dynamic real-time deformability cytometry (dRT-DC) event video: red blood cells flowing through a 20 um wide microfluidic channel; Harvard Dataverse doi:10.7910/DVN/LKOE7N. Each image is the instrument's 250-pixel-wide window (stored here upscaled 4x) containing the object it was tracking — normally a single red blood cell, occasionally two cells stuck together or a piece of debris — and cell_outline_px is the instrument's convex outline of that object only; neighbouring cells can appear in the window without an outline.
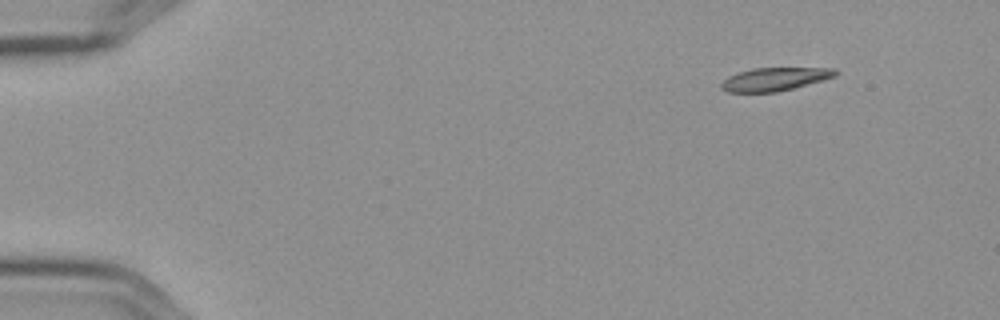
{"species": "Egyptian fruit bat (a non-hibernating species)", "species_latin": "Rousettus aegyptiacus", "temperature_condition": "cold", "stored_images_in_passage": 5, "camera_frame_rate_fps": 3000, "um_per_image_px": 0.085, "frame": {"image": 1, "passage_image": 2, "time_ms": 0.333, "image_size_px": [1000, 320], "cell_outline_px": [[840, 72], [836, 76], [824, 80], [776, 92], [728, 92], [720, 88], [720, 84], [728, 76], [736, 72], [752, 68], [836, 68]], "centroid_in_image_um": [65.86, 6.72], "position_along_channel_um": 19.1, "area_um2": 15.55}}
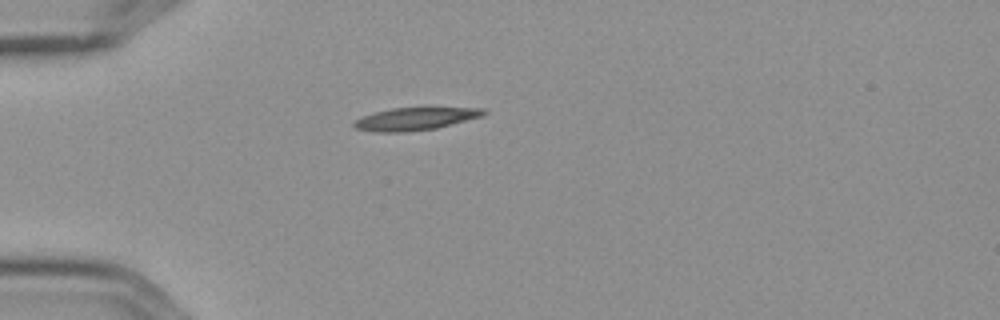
{"frame": {"image": 2, "passage_image": 5, "time_ms": 1.333, "image_size_px": [1000, 320], "cell_outline_px": [[488, 112], [484, 116], [436, 128], [408, 132], [376, 132], [356, 128], [352, 124], [360, 116], [372, 112], [392, 108], [428, 104], [484, 108]], "centroid_in_image_um": [35.41, 10.03], "position_along_channel_um": 49.6, "area_um2": 18.5}}